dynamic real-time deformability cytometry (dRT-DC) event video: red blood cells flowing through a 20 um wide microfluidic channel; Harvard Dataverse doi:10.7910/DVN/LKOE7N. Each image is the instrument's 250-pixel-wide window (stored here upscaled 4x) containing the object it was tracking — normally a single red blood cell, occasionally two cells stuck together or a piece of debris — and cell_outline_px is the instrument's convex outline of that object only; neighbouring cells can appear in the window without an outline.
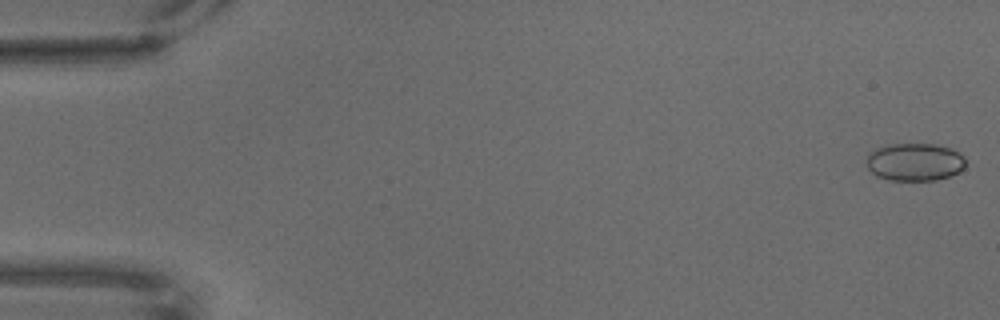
{"species": "common noctule bat (a hibernating species)", "species_latin": "Nyctalus noctula", "temperature_condition": "warm", "stored_images_in_passage": 70, "camera_frame_rate_fps": 3000, "um_per_image_px": 0.085, "animal": {"sex": "male", "body_mass_g": 18.8}, "frame": {"image": 1, "passage_image": 2, "time_ms": 0.333, "image_size_px": [1000, 320], "cell_outline_px": [[964, 168], [960, 172], [936, 180], [888, 180], [876, 176], [864, 164], [868, 156], [876, 148], [892, 144], [936, 144], [952, 148], [964, 156]], "centroid_in_image_um": [77.75, 13.77], "position_along_channel_um": 7.2, "area_um2": 21.91}}
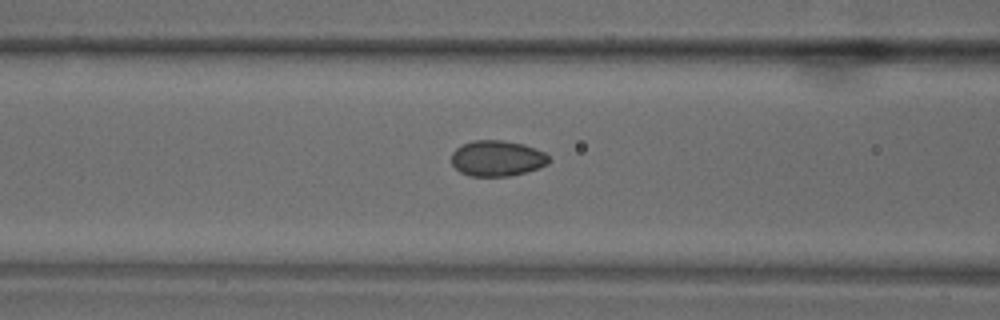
{"frame": {"image": 2, "passage_image": 29, "time_ms": 9.333, "image_size_px": [1000, 320], "cell_outline_px": [[548, 164], [540, 168], [508, 176], [468, 176], [460, 172], [452, 164], [452, 152], [456, 148], [472, 140], [504, 140], [524, 144], [544, 152], [548, 156]], "centroid_in_image_um": [42.24, 13.46], "position_along_channel_um": 124.4, "area_um2": 20.29}}
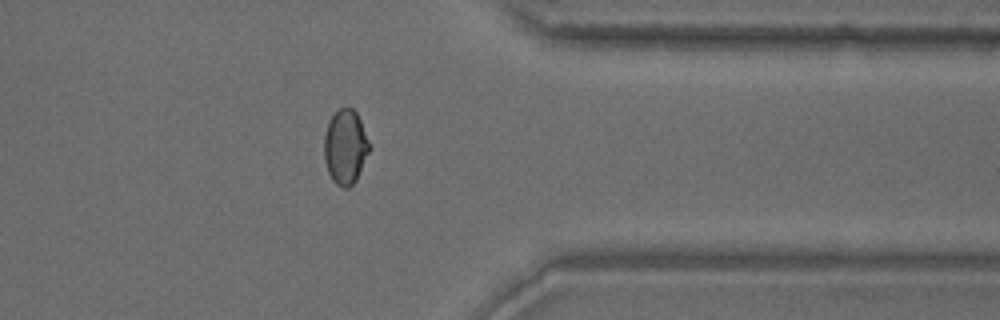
{"frame": {"image": 3, "passage_image": 56, "time_ms": 18.333, "image_size_px": [1000, 320], "cell_outline_px": [[372, 148], [356, 180], [348, 188], [344, 188], [336, 184], [332, 180], [328, 172], [324, 160], [324, 136], [328, 120], [340, 108], [352, 108], [356, 112], [360, 120]], "centroid_in_image_um": [29.36, 12.5], "position_along_channel_um": 382.0, "area_um2": 19.83}}